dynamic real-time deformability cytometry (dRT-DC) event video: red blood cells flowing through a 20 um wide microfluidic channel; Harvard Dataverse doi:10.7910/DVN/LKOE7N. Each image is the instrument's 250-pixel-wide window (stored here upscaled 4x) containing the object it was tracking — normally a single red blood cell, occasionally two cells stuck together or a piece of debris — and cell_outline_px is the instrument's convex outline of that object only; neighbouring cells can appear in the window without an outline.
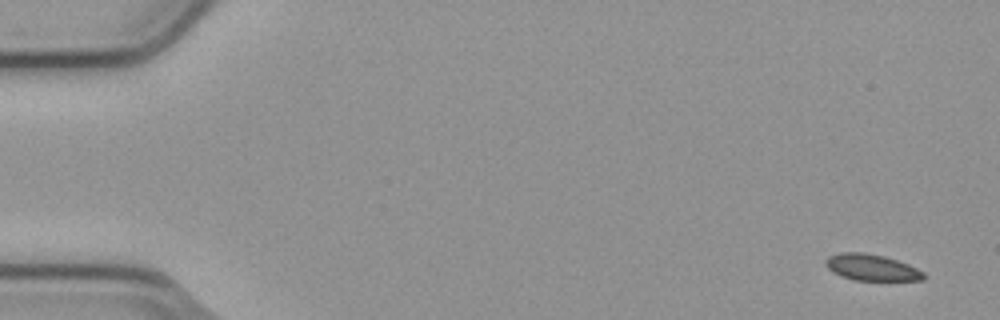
{"species": "common noctule bat (a hibernating species)", "species_latin": "Nyctalus noctula", "temperature_condition": "cold", "stored_images_in_passage": 5, "camera_frame_rate_fps": 3000, "um_per_image_px": 0.085, "animal": {"sex": "male", "body_mass_g": 23.1, "forearm_length_mm": 52.7}, "frame": {"image": 1, "passage_image": 1, "time_ms": 0.0, "image_size_px": [1000, 320], "cell_outline_px": [[924, 280], [852, 280], [840, 276], [832, 272], [824, 264], [824, 260], [828, 256], [840, 252], [864, 252], [884, 256], [908, 264], [924, 272]], "centroid_in_image_um": [74.03, 22.73], "position_along_channel_um": 11.0, "area_um2": 15.14}}